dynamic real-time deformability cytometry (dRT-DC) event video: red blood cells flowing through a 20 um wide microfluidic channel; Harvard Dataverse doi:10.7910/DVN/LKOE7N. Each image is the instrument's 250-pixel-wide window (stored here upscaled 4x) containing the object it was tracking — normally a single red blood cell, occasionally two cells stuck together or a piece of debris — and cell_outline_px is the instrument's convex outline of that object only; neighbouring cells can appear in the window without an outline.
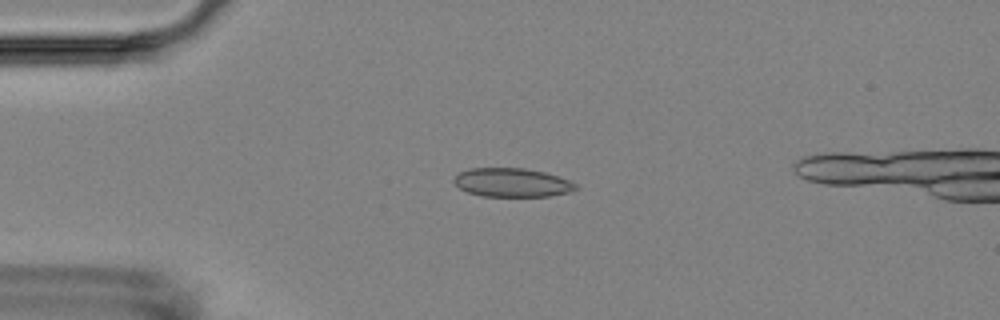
{"species": "Egyptian fruit bat (a non-hibernating species)", "species_latin": "Rousettus aegyptiacus", "temperature_condition": "room temperature", "stored_images_in_passage": 8, "camera_frame_rate_fps": 3000, "um_per_image_px": 0.085, "animal": {"sex": "female"}, "frame": {"image": 1, "passage_image": 4, "time_ms": 3.333, "image_size_px": [1000, 320], "cell_outline_px": [[576, 188], [568, 192], [548, 196], [480, 196], [468, 192], [460, 188], [452, 180], [460, 172], [468, 168], [524, 168], [544, 172], [568, 180], [576, 184]], "centroid_in_image_um": [43.48, 15.51], "position_along_channel_um": 41.5, "area_um2": 20.17}}
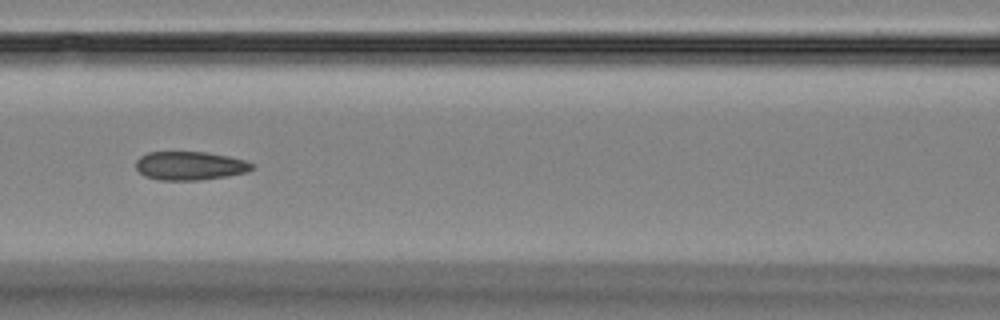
{"frame": {"image": 2, "passage_image": 7, "time_ms": 7.0, "image_size_px": [1000, 320], "cell_outline_px": [[256, 168], [248, 172], [200, 180], [160, 180], [144, 176], [136, 168], [136, 160], [140, 156], [148, 152], [204, 152], [228, 156], [244, 160], [256, 164]], "centroid_in_image_um": [16.17, 14.09], "position_along_channel_um": 150.4, "area_um2": 19.42}}
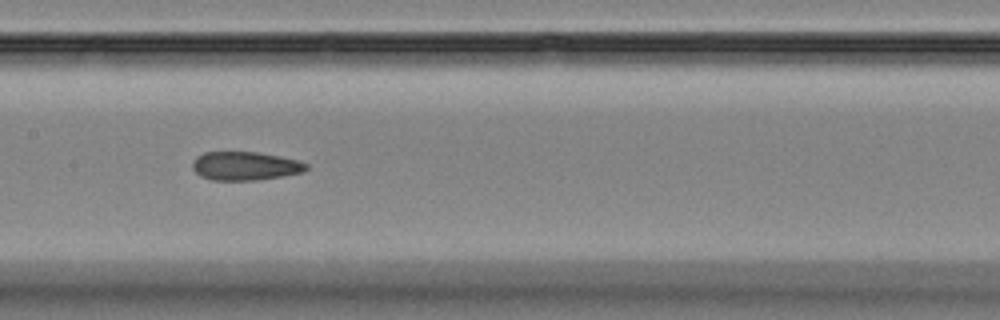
{"frame": {"image": 3, "passage_image": 8, "time_ms": 8.0, "image_size_px": [1000, 320], "cell_outline_px": [[308, 168], [304, 172], [256, 180], [212, 180], [200, 176], [192, 168], [192, 160], [196, 156], [204, 152], [260, 152], [280, 156], [296, 160], [308, 164]], "centroid_in_image_um": [20.81, 14.1], "position_along_channel_um": 186.6, "area_um2": 19.02}}